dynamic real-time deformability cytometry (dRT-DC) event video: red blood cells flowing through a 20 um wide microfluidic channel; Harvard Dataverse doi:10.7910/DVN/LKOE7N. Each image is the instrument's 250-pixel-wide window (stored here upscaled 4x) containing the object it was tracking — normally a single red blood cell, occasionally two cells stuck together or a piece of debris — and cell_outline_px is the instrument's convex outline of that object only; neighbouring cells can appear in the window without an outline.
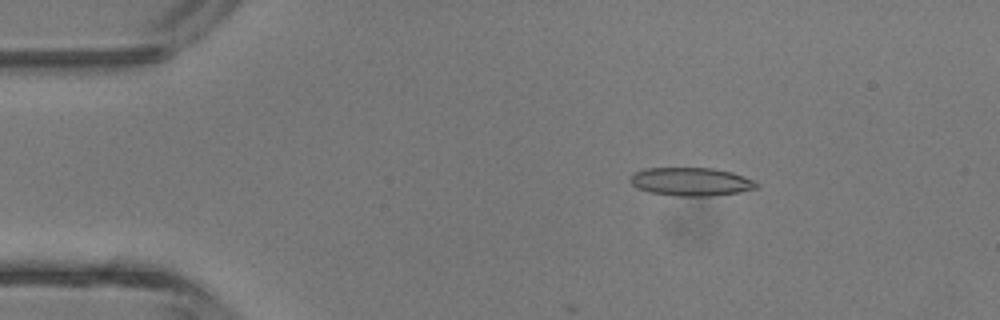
{"species": "common noctule bat (a hibernating species)", "species_latin": "Nyctalus noctula", "temperature_condition": "room temperature", "stored_images_in_passage": 10, "camera_frame_rate_fps": 3000, "um_per_image_px": 0.085, "animal": {"sex": "male", "body_mass_g": 13.3}, "frame": {"image": 1, "passage_image": 7, "time_ms": 2.0, "image_size_px": [1000, 320], "cell_outline_px": [[760, 184], [756, 188], [740, 192], [712, 196], [676, 196], [652, 192], [640, 188], [632, 184], [628, 180], [636, 172], [644, 168], [712, 168], [732, 172], [744, 176]], "centroid_in_image_um": [58.77, 15.44], "position_along_channel_um": 26.2, "area_um2": 20.69}}